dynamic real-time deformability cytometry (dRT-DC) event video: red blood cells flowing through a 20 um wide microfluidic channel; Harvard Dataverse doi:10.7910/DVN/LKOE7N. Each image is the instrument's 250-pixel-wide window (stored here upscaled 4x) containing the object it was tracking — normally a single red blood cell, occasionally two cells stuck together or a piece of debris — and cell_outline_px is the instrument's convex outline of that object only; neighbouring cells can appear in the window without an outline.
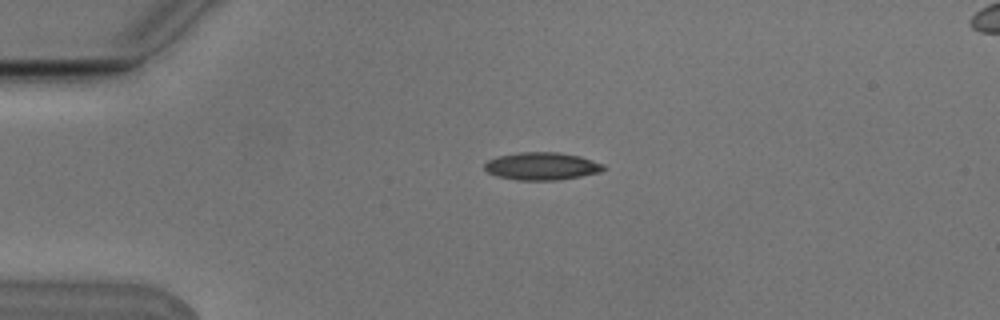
{"species": "Egyptian fruit bat (a non-hibernating species)", "species_latin": "Rousettus aegyptiacus", "temperature_condition": "cold", "stored_images_in_passage": 3, "camera_frame_rate_fps": 3000, "um_per_image_px": 0.085, "animal": {"sex": "male"}, "frame": {"image": 1, "passage_image": 1, "time_ms": 0.0, "image_size_px": [1000, 320], "cell_outline_px": [[604, 168], [600, 172], [580, 176], [556, 180], [516, 180], [496, 176], [488, 172], [484, 168], [484, 164], [488, 160], [500, 156], [520, 152], [556, 152], [580, 156], [604, 164]], "centroid_in_image_um": [46.04, 14.12], "position_along_channel_um": 39.0, "area_um2": 19.02}}